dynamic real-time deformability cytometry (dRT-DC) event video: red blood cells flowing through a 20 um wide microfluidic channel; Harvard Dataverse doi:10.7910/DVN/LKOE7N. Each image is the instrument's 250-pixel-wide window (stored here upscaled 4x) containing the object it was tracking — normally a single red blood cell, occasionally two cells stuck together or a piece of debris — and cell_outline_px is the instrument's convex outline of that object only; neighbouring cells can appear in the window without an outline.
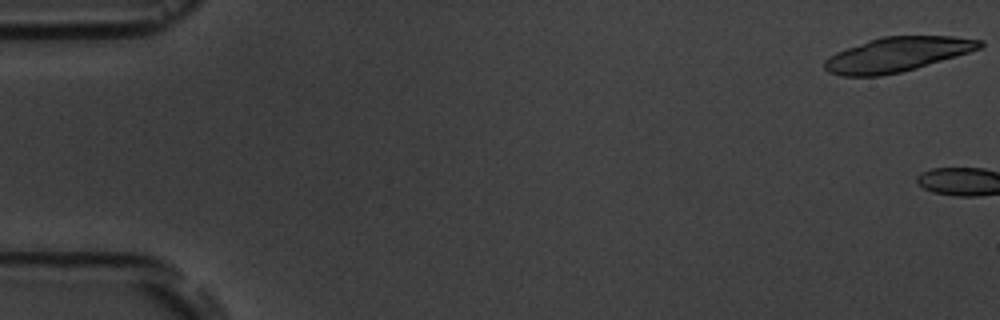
{"species": "common noctule bat (a hibernating species)", "species_latin": "Nyctalus noctula", "temperature_condition": "room temperature", "stored_images_in_passage": 7, "segment_of_instrument_passage": [1, 2], "camera_frame_rate_fps": 3000, "um_per_image_px": 0.085, "animal": {"sex": "male", "body_mass_g": 19.5, "forearm_length_mm": 54.6}, "frame": {"image": 1, "passage_image": 1, "time_ms": 0.0, "image_size_px": [1000, 320], "cell_outline_px": [[984, 44], [980, 48], [956, 56], [916, 68], [900, 72], [880, 76], [840, 76], [828, 72], [824, 68], [824, 60], [836, 52], [868, 40], [880, 36], [952, 36], [984, 40]], "centroid_in_image_um": [76.23, 4.63], "position_along_channel_um": 8.8, "area_um2": 31.15}}